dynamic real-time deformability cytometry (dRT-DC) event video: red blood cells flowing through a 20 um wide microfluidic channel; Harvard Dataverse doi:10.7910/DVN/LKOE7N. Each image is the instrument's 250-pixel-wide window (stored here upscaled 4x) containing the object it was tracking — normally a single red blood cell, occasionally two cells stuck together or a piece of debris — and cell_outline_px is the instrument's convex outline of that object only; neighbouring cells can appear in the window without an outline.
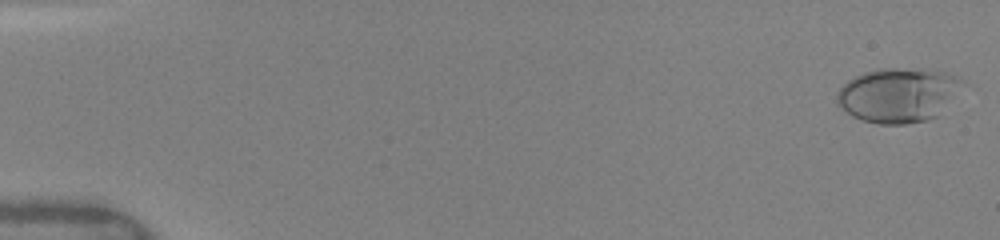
{"species": "human", "species_latin": "Homo sapiens", "temperature_condition": "warm", "stored_images_in_passage": 10, "camera_frame_rate_fps": 3000, "um_per_image_px": 0.085, "donor": {"sex": "female"}, "frame": {"image": 1, "passage_image": 1, "time_ms": 0.0, "image_size_px": [1000, 240], "cell_outline_px": [[960, 80], [936, 116], [928, 120], [904, 124], [876, 124], [852, 116], [836, 104], [836, 92], [848, 80], [864, 72], [880, 68], [920, 68], [948, 72], [960, 76]], "centroid_in_image_um": [76.22, 8.06], "position_along_channel_um": 8.8, "area_um2": 39.02}}
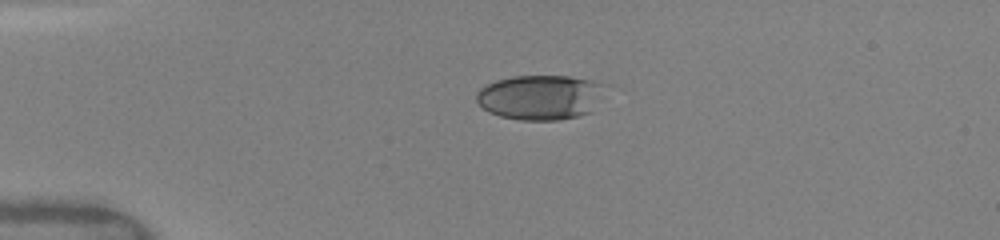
{"frame": {"image": 2, "passage_image": 6, "time_ms": 3.667, "image_size_px": [1000, 240], "cell_outline_px": [[600, 84], [592, 112], [560, 120], [520, 120], [500, 116], [488, 112], [476, 100], [476, 92], [480, 88], [496, 80], [512, 76], [568, 76], [588, 80]], "centroid_in_image_um": [45.79, 8.28], "position_along_channel_um": 39.2, "area_um2": 32.83}}
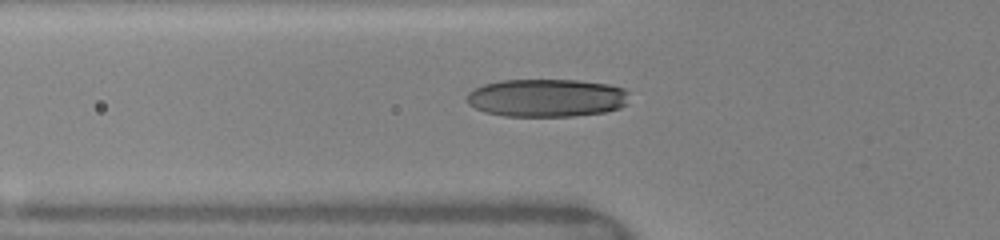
{"frame": {"image": 3, "passage_image": 9, "time_ms": 5.667, "image_size_px": [1000, 240], "cell_outline_px": [[628, 104], [620, 108], [604, 112], [572, 116], [504, 116], [484, 112], [468, 104], [468, 92], [472, 88], [484, 84], [500, 80], [576, 80], [608, 84], [624, 88], [628, 92]], "centroid_in_image_um": [46.47, 8.32], "position_along_channel_um": 79.3, "area_um2": 36.18}}